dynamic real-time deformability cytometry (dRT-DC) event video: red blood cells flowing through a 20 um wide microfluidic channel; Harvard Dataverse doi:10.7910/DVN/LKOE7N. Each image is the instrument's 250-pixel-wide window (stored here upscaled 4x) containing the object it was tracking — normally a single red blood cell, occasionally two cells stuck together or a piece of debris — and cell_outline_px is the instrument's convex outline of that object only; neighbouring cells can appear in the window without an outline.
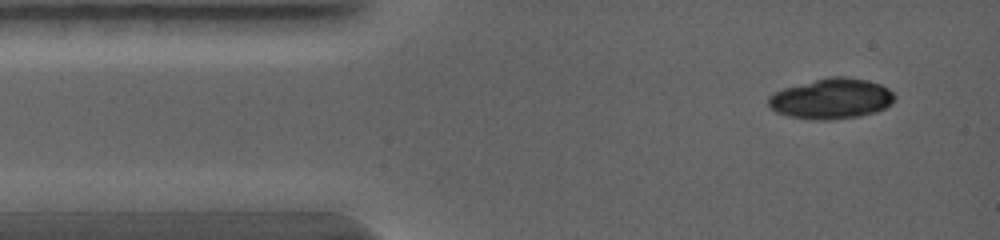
{"species": "common noctule bat (a hibernating species)", "species_latin": "Nyctalus noctula", "temperature_condition": "warm", "stored_images_in_passage": 3, "camera_frame_rate_fps": 5000, "um_per_image_px": 0.085, "animal": {"sex": "female", "body_mass_g": 19.0, "forearm_length_mm": 56.7}, "frame": {"image": 1, "passage_image": 1, "time_ms": 0.0, "image_size_px": [1000, 240], "cell_outline_px": [[896, 100], [892, 104], [876, 112], [860, 116], [832, 120], [816, 120], [788, 116], [776, 112], [768, 104], [768, 96], [772, 92], [784, 88], [828, 76], [848, 76], [868, 80], [880, 84], [888, 88], [896, 96]], "centroid_in_image_um": [70.69, 8.38], "position_along_channel_um": 14.3, "area_um2": 30.11}}